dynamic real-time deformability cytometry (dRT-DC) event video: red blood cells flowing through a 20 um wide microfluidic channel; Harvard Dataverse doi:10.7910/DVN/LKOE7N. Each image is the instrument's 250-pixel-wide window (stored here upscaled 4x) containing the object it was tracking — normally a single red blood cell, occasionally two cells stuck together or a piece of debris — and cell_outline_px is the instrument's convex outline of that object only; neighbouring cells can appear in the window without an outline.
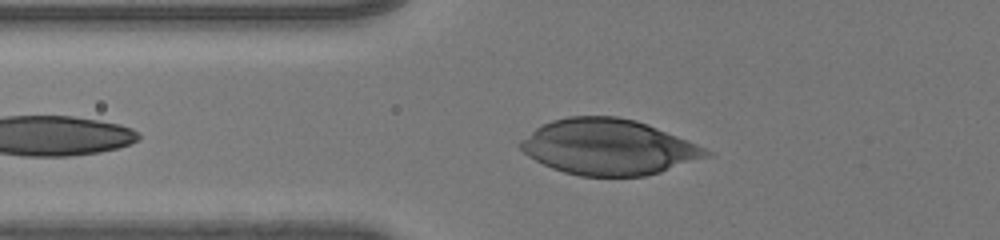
{"species": "human", "species_latin": "Homo sapiens", "temperature_condition": "room temperature", "stored_images_in_passage": 32, "segment_of_instrument_passage": [1, 2], "camera_frame_rate_fps": 3000, "um_per_image_px": 0.085, "donor": {"sex": "male"}, "frame": {"image": 1, "passage_image": 5, "time_ms": 1.333, "image_size_px": [1000, 240], "cell_outline_px": [[712, 156], [660, 172], [644, 176], [580, 176], [564, 172], [552, 168], [528, 156], [520, 148], [520, 140], [536, 128], [552, 120], [568, 116], [616, 116], [636, 120], [648, 124], [696, 144], [712, 152]], "centroid_in_image_um": [51.72, 12.5], "position_along_channel_um": 74.1, "area_um2": 59.94}}
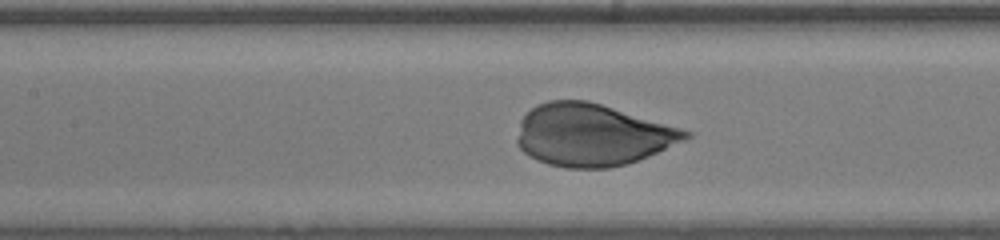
{"frame": {"image": 2, "passage_image": 12, "time_ms": 3.667, "image_size_px": [1000, 240], "cell_outline_px": [[692, 136], [648, 156], [628, 164], [608, 168], [564, 168], [548, 164], [528, 156], [516, 144], [516, 140], [520, 120], [536, 104], [548, 100], [588, 100], [680, 128], [692, 132]], "centroid_in_image_um": [50.29, 11.47], "position_along_channel_um": 157.1, "area_um2": 60.75}}
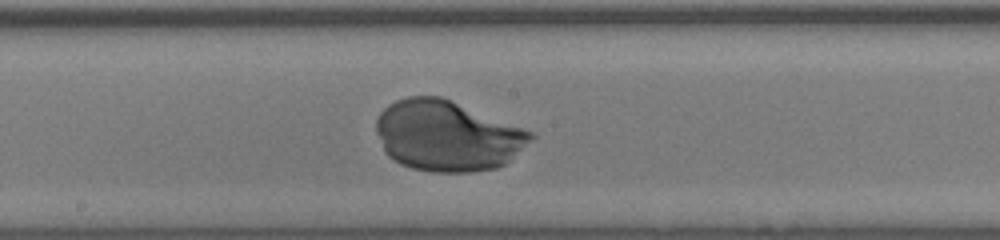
{"frame": {"image": 3, "passage_image": 16, "time_ms": 5.0, "image_size_px": [1000, 240], "cell_outline_px": [[536, 136], [504, 164], [496, 168], [468, 172], [432, 172], [412, 168], [400, 164], [392, 160], [384, 152], [376, 132], [376, 120], [380, 112], [388, 104], [396, 100], [408, 96], [440, 96], [536, 132]], "centroid_in_image_um": [37.99, 11.54], "position_along_channel_um": 210.2, "area_um2": 63.7}}